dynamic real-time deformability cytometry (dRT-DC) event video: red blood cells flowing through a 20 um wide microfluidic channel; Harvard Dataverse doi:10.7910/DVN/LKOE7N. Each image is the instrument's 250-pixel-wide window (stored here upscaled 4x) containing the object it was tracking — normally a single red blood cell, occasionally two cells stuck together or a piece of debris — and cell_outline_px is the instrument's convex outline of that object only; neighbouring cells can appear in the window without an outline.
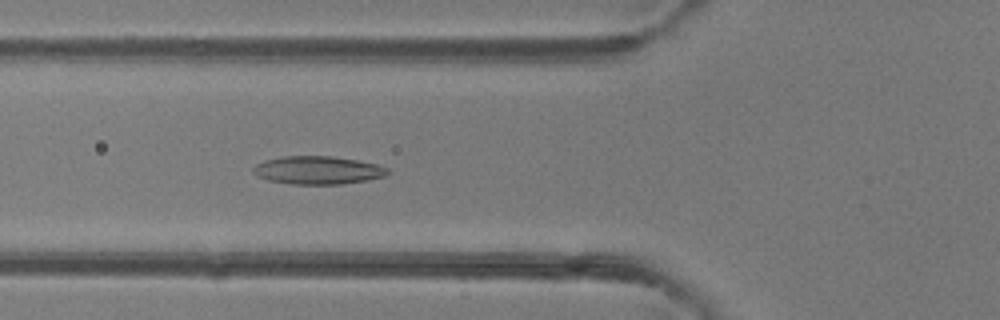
{"species": "common noctule bat (a hibernating species)", "species_latin": "Nyctalus noctula", "temperature_condition": "room temperature", "stored_images_in_passage": 43, "camera_frame_rate_fps": 3000, "um_per_image_px": 0.085, "animal": {"sex": "female"}, "frame": {"image": 1, "passage_image": 18, "time_ms": 5.667, "image_size_px": [1000, 320], "cell_outline_px": [[392, 172], [384, 176], [368, 180], [340, 184], [292, 184], [268, 180], [256, 176], [252, 172], [252, 168], [256, 164], [264, 160], [284, 156], [332, 156], [356, 160], [376, 164], [388, 168]], "centroid_in_image_um": [27.0, 14.47], "position_along_channel_um": 98.8, "area_um2": 22.08}}
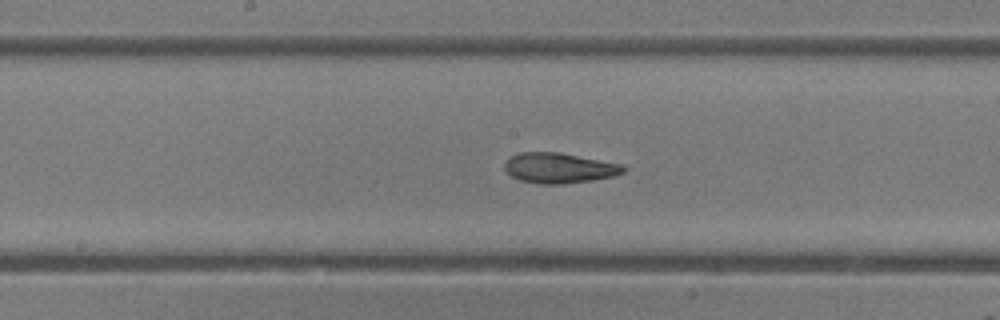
{"frame": {"image": 2, "passage_image": 25, "time_ms": 8.0, "image_size_px": [1000, 320], "cell_outline_px": [[628, 168], [624, 172], [612, 176], [592, 180], [564, 184], [540, 184], [520, 180], [512, 176], [504, 168], [504, 164], [512, 156], [520, 152], [560, 152], [624, 164]], "centroid_in_image_um": [47.58, 14.27], "position_along_channel_um": 200.6, "area_um2": 21.04}}
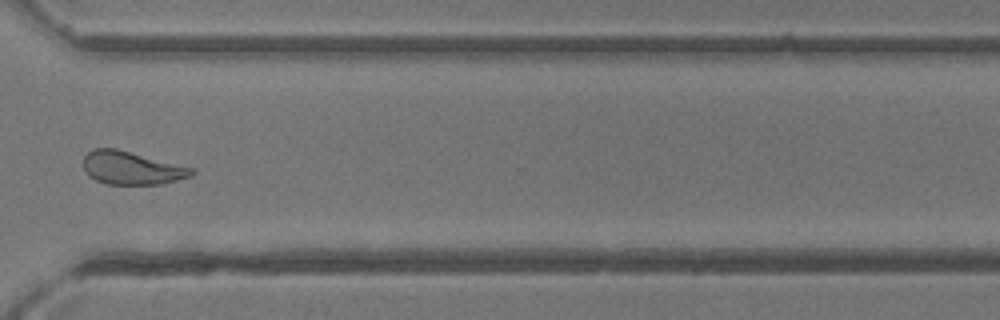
{"frame": {"image": 3, "passage_image": 36, "time_ms": 11.667, "image_size_px": [1000, 320], "cell_outline_px": [[196, 172], [192, 176], [160, 184], [104, 184], [88, 176], [84, 168], [84, 156], [92, 148], [116, 148], [196, 168]], "centroid_in_image_um": [11.21, 14.27], "position_along_channel_um": 359.4, "area_um2": 21.1}}